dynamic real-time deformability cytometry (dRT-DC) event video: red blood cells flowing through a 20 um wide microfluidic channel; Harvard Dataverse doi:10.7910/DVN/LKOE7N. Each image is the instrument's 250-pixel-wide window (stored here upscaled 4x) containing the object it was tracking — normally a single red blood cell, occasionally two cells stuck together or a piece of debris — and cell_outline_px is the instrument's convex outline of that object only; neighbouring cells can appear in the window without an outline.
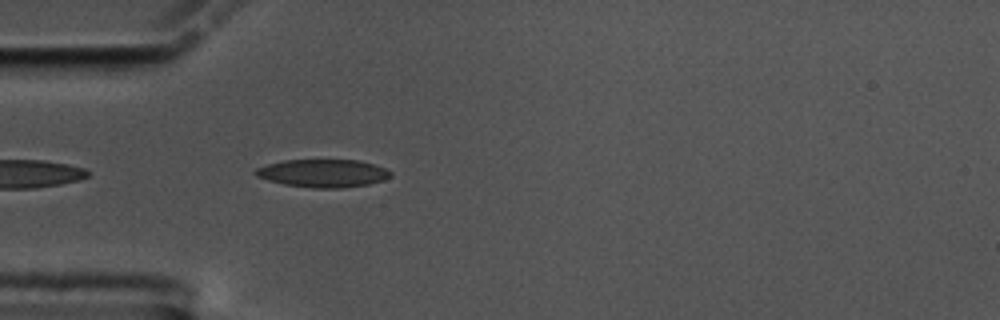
{"species": "common noctule bat (a hibernating species)", "species_latin": "Nyctalus noctula", "temperature_condition": "cold", "stored_images_in_passage": 44, "camera_frame_rate_fps": 3000, "um_per_image_px": 0.085, "animal": {"sex": "male", "body_mass_g": 17.5, "forearm_length_mm": 52.3}, "frame": {"image": 1, "passage_image": 3, "time_ms": 0.667, "image_size_px": [1000, 320], "cell_outline_px": [[392, 176], [384, 180], [368, 184], [340, 188], [312, 188], [284, 184], [268, 180], [256, 176], [252, 172], [256, 168], [268, 164], [284, 160], [360, 160], [384, 168], [392, 172]], "centroid_in_image_um": [27.45, 14.72], "position_along_channel_um": 57.6, "area_um2": 21.96}}
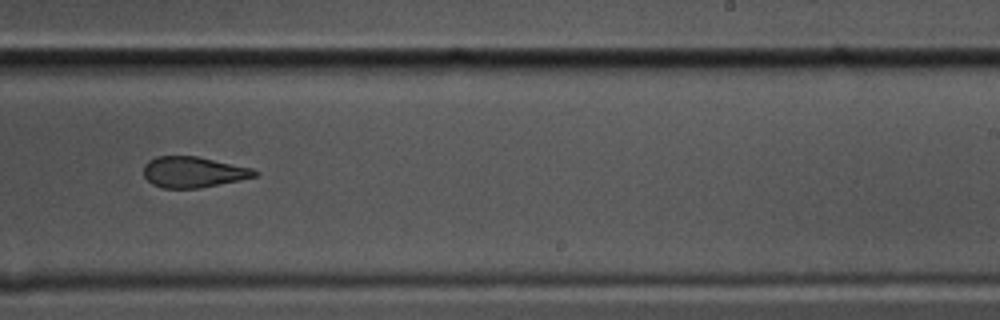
{"frame": {"image": 2, "passage_image": 22, "time_ms": 7.0, "image_size_px": [1000, 320], "cell_outline_px": [[260, 176], [200, 188], [164, 188], [152, 184], [144, 176], [144, 164], [148, 160], [156, 156], [196, 156], [252, 168], [260, 172]], "centroid_in_image_um": [16.45, 14.62], "position_along_channel_um": 272.5, "area_um2": 20.06}}
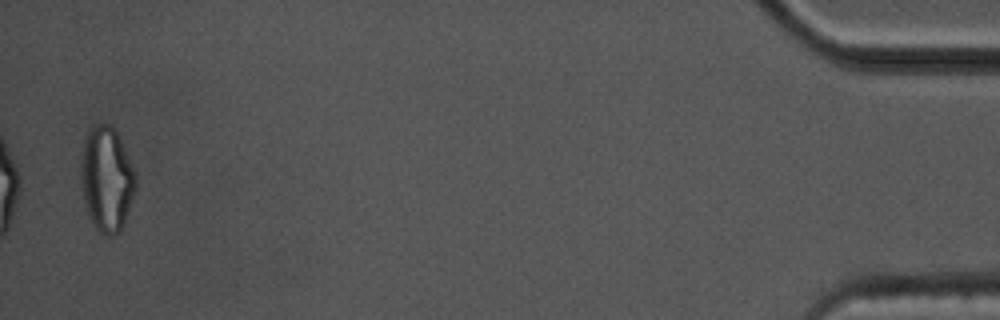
{"frame": {"image": 3, "passage_image": 43, "time_ms": 14.0, "image_size_px": [1000, 320], "cell_outline_px": [[136, 188], [124, 224], [120, 232], [112, 236], [108, 236], [100, 232], [96, 228], [88, 216], [84, 200], [80, 176], [80, 156], [84, 140], [88, 132], [96, 124], [112, 124], [136, 172]], "centroid_in_image_um": [9.06, 15.23], "position_along_channel_um": 426.1, "area_um2": 33.64}, "authors_computed_cell_mechanics": {"area_um2": 21.7039, "velocity_mm_per_s": 3.4596, "shape_relaxation_time_tau1_ms": 7.2281, "shape_relaxation_time_tau2_ms": 2.7452, "deformation_change_tau1": 0.152, "deformation_change_tau2": 0.0991}}